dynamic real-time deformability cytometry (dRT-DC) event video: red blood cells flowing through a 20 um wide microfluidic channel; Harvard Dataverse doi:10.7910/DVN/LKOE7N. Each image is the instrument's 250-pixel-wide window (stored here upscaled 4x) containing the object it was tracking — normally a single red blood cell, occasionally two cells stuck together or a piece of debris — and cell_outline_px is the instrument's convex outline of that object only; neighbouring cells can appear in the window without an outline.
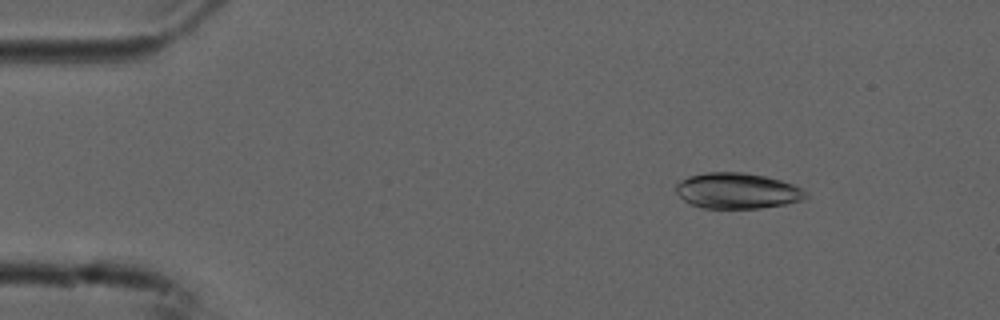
{"species": "common noctule bat (a hibernating species)", "species_latin": "Nyctalus noctula", "temperature_condition": "cold", "stored_images_in_passage": 30, "camera_frame_rate_fps": 3000, "um_per_image_px": 0.085, "animal": {"sex": "male", "forearm_length_mm": 52.5}, "frame": {"image": 1, "passage_image": 7, "time_ms": 2.0, "image_size_px": [1000, 320], "cell_outline_px": [[808, 196], [800, 200], [784, 204], [760, 208], [704, 208], [692, 204], [684, 200], [676, 192], [676, 184], [680, 180], [688, 176], [704, 172], [744, 172], [764, 176], [780, 180], [792, 184], [800, 188]], "centroid_in_image_um": [62.62, 16.2], "position_along_channel_um": 22.4, "area_um2": 26.82}}
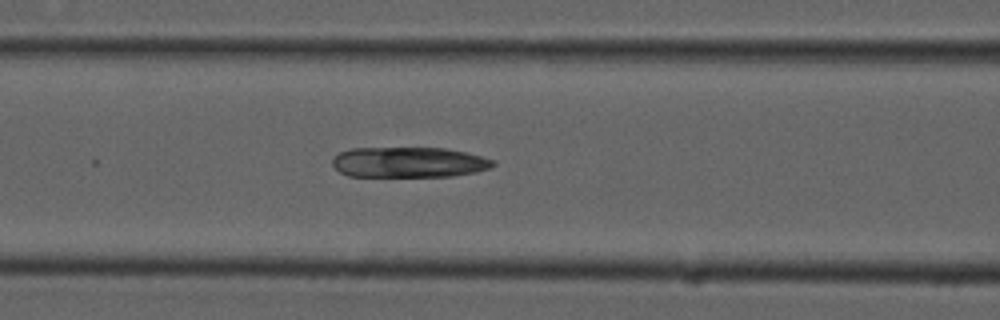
{"frame": {"image": 2, "passage_image": 22, "time_ms": 7.0, "image_size_px": [1000, 320], "cell_outline_px": [[496, 164], [488, 168], [476, 172], [452, 176], [348, 176], [340, 172], [332, 164], [332, 160], [340, 152], [352, 148], [444, 148], [464, 152], [496, 160]], "centroid_in_image_um": [34.75, 13.79], "position_along_channel_um": 131.8, "area_um2": 28.38}}
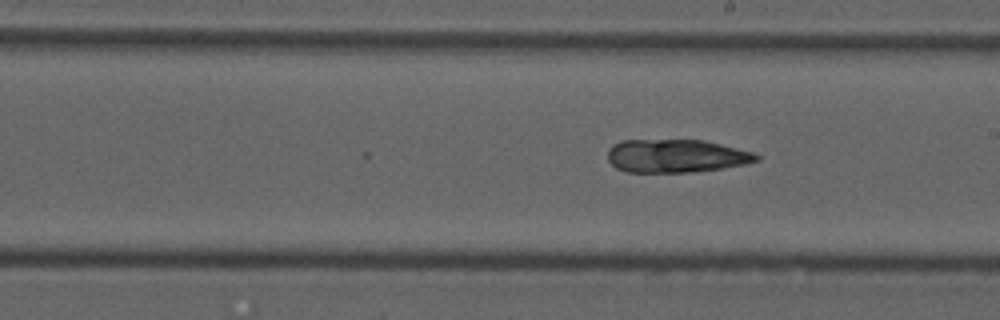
{"frame": {"image": 3, "passage_image": 30, "time_ms": 9.667, "image_size_px": [1000, 320], "cell_outline_px": [[760, 160], [744, 164], [720, 168], [692, 172], [628, 172], [616, 168], [608, 160], [608, 148], [612, 144], [624, 140], [704, 140], [752, 152], [760, 156]], "centroid_in_image_um": [57.43, 13.25], "position_along_channel_um": 231.6, "area_um2": 28.67}}